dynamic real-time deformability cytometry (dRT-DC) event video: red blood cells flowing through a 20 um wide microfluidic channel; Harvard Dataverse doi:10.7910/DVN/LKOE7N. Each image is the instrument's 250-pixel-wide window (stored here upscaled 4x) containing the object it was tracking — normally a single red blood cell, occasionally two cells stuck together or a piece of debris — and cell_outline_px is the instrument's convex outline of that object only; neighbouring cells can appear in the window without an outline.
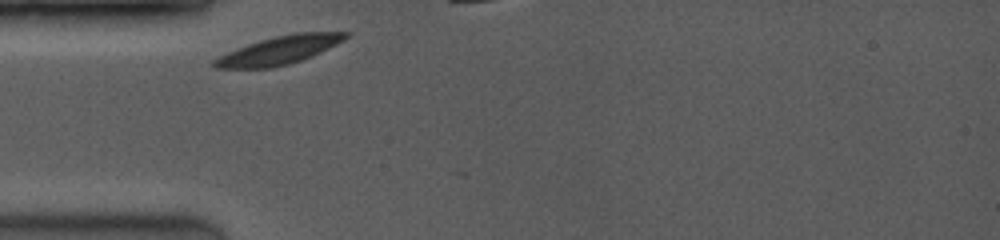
{"species": "common noctule bat (a hibernating species)", "species_latin": "Nyctalus noctula", "temperature_condition": "room temperature", "stored_images_in_passage": 14, "camera_frame_rate_fps": 3500, "um_per_image_px": 0.085, "animal": {"sex": "female", "body_mass_g": 19.0, "forearm_length_mm": 53.3}, "frame": {"image": 1, "passage_image": 1, "time_ms": 0.0, "image_size_px": [1000, 240], "cell_outline_px": [[348, 36], [344, 40], [312, 56], [288, 64], [272, 68], [216, 68], [212, 64], [212, 60], [228, 52], [248, 44], [260, 40], [276, 36], [296, 32], [348, 32]], "centroid_in_image_um": [23.73, 4.27], "position_along_channel_um": 61.3, "area_um2": 21.27}}
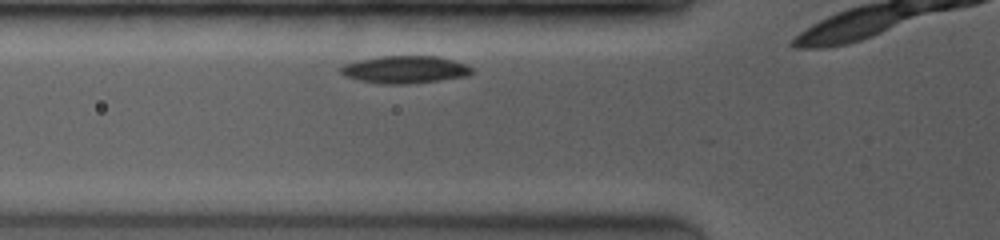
{"frame": {"image": 2, "passage_image": 4, "time_ms": 0.857, "image_size_px": [1000, 240], "cell_outline_px": [[472, 72], [468, 76], [440, 80], [408, 84], [384, 84], [360, 80], [344, 76], [340, 72], [340, 68], [344, 64], [360, 60], [380, 56], [436, 56], [468, 64], [472, 68]], "centroid_in_image_um": [34.44, 5.91], "position_along_channel_um": 91.4, "area_um2": 20.92}}
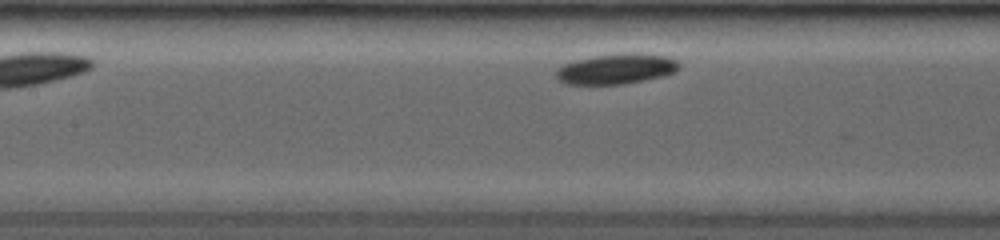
{"frame": {"image": 3, "passage_image": 11, "time_ms": 2.571, "image_size_px": [1000, 240], "cell_outline_px": [[680, 68], [676, 72], [644, 80], [624, 84], [568, 84], [560, 80], [556, 76], [556, 68], [564, 64], [576, 60], [592, 56], [632, 52], [668, 56], [676, 60], [680, 64]], "centroid_in_image_um": [52.41, 5.84], "position_along_channel_um": 155.0, "area_um2": 21.73}}